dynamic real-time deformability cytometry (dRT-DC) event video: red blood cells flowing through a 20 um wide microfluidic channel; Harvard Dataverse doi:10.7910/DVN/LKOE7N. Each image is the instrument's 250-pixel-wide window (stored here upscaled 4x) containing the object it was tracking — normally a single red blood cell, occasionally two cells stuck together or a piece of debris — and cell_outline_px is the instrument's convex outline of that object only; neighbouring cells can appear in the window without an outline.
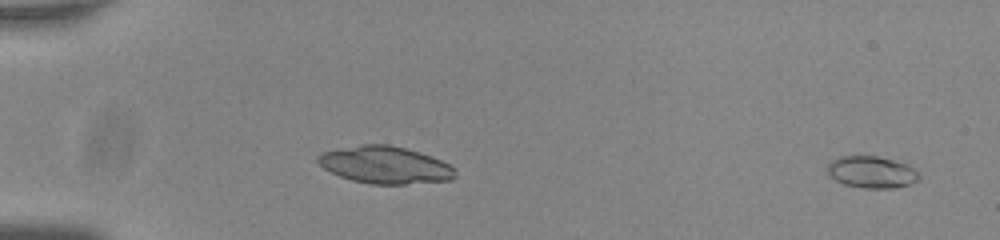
{"species": "common noctule bat (a hibernating species)", "species_latin": "Nyctalus noctula", "temperature_condition": "room temperature", "stored_images_in_passage": 55, "camera_frame_rate_fps": 3000, "um_per_image_px": 0.085, "animal": {"sex": "male", "body_mass_g": 20.0, "forearm_length_mm": 53.3}, "frame": {"image": 1, "passage_image": 2, "time_ms": 0.333, "image_size_px": [1000, 240], "cell_outline_px": [[920, 176], [916, 180], [908, 184], [896, 188], [864, 188], [844, 184], [836, 180], [828, 172], [828, 164], [832, 160], [840, 156], [876, 156], [908, 164]], "centroid_in_image_um": [74.08, 14.63], "position_along_channel_um": 10.9, "area_um2": 16.7}}
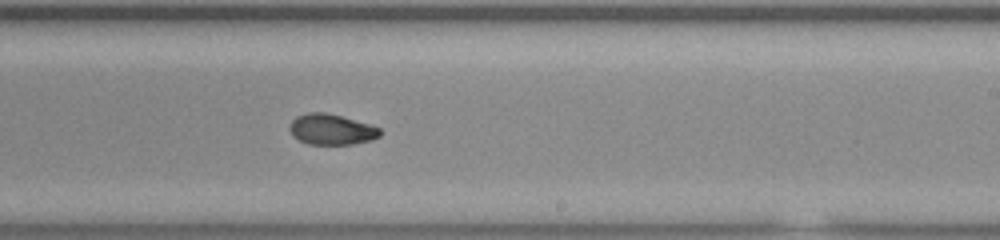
{"frame": {"image": 2, "passage_image": 35, "time_ms": 11.333, "image_size_px": [1000, 240], "cell_outline_px": [[380, 136], [372, 140], [352, 144], [308, 144], [292, 136], [288, 128], [292, 120], [296, 116], [308, 112], [324, 112], [340, 116], [368, 124], [380, 128]], "centroid_in_image_um": [28.13, 11.0], "position_along_channel_um": 260.9, "area_um2": 16.07}}
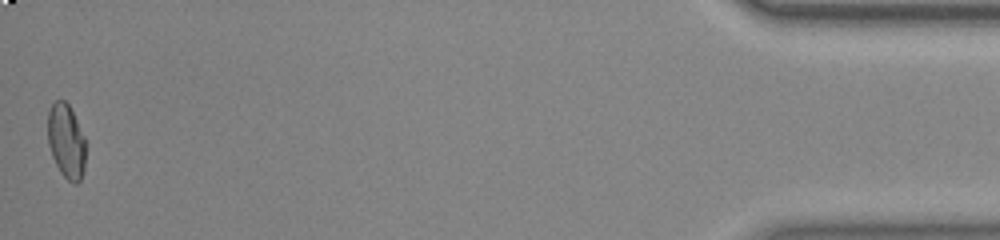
{"frame": {"image": 3, "passage_image": 55, "time_ms": 18.0, "image_size_px": [1000, 240], "cell_outline_px": [[84, 168], [80, 180], [76, 184], [72, 184], [60, 172], [52, 156], [48, 144], [48, 112], [52, 104], [56, 100], [64, 100], [68, 104], [84, 136]], "centroid_in_image_um": [5.61, 12.01], "position_along_channel_um": 429.6, "area_um2": 16.18}, "authors_computed_cell_mechanics": {"area_um2": 16.3574, "velocity_mm_per_s": 3.7759, "shape_relaxation_time_tau1_ms": 4.9846, "shape_relaxation_time_tau2_ms": 1.6596, "deformation_change_tau1": 0.1625, "deformation_change_tau2": 0.0549}}